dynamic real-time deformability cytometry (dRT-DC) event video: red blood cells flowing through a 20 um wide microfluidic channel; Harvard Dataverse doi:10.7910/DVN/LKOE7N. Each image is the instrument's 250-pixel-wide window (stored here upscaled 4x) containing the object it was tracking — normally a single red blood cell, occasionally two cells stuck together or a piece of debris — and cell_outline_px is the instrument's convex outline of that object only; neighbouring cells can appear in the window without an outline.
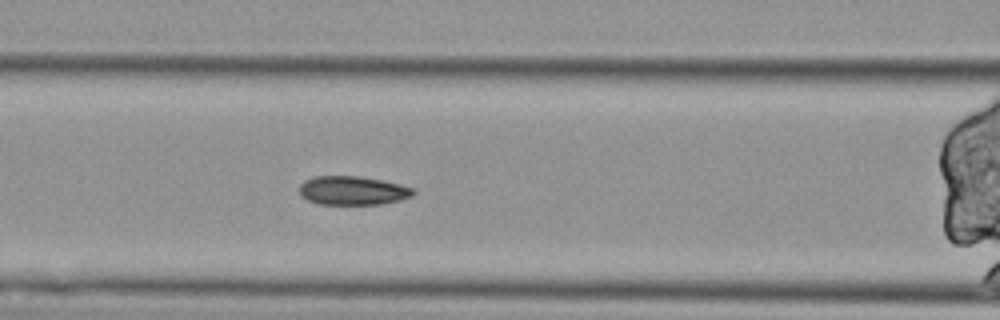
{"species": "Egyptian fruit bat (a non-hibernating species)", "species_latin": "Rousettus aegyptiacus", "temperature_condition": "cold", "stored_images_in_passage": 47, "segment_of_instrument_passage": [2, 2], "camera_frame_rate_fps": 3000, "um_per_image_px": 0.085, "animal": {"sex": "female"}, "frame": {"image": 1, "passage_image": 14, "time_ms": 4.333, "image_size_px": [1000, 320], "cell_outline_px": [[416, 192], [412, 196], [400, 200], [380, 204], [316, 204], [300, 196], [300, 184], [304, 180], [316, 176], [356, 176], [380, 180], [400, 184], [412, 188]], "centroid_in_image_um": [29.95, 16.2], "position_along_channel_um": 136.6, "area_um2": 19.07}}
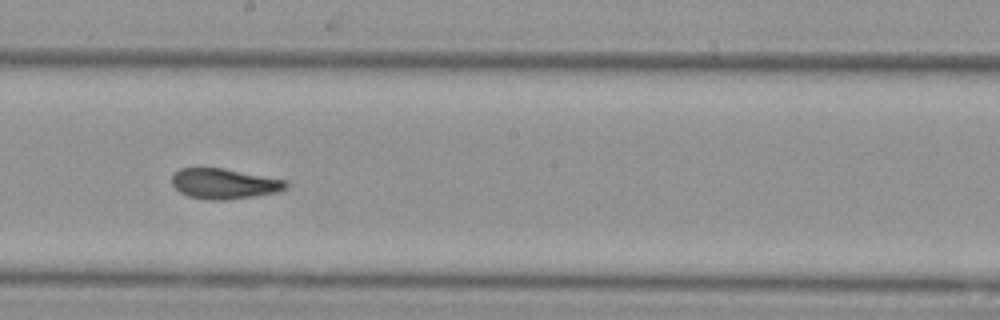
{"frame": {"image": 2, "passage_image": 22, "time_ms": 7.0, "image_size_px": [1000, 320], "cell_outline_px": [[288, 188], [276, 192], [252, 196], [224, 200], [208, 200], [188, 196], [180, 192], [172, 184], [172, 176], [180, 168], [224, 168], [288, 180]], "centroid_in_image_um": [19.08, 15.61], "position_along_channel_um": 229.1, "area_um2": 20.17}}
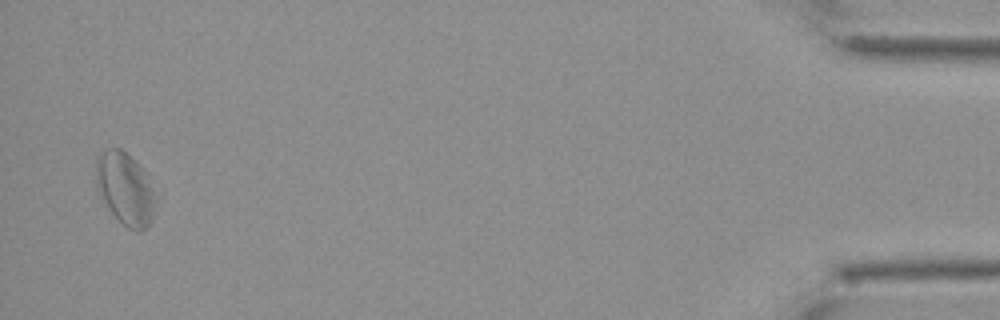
{"frame": {"image": 3, "passage_image": 46, "time_ms": 15.0, "image_size_px": [1000, 320], "cell_outline_px": [[152, 220], [140, 232], [136, 232], [128, 228], [112, 212], [96, 184], [96, 156], [104, 148], [120, 148], [140, 168], [152, 192]], "centroid_in_image_um": [10.57, 16.01], "position_along_channel_um": 424.6, "area_um2": 23.58}}